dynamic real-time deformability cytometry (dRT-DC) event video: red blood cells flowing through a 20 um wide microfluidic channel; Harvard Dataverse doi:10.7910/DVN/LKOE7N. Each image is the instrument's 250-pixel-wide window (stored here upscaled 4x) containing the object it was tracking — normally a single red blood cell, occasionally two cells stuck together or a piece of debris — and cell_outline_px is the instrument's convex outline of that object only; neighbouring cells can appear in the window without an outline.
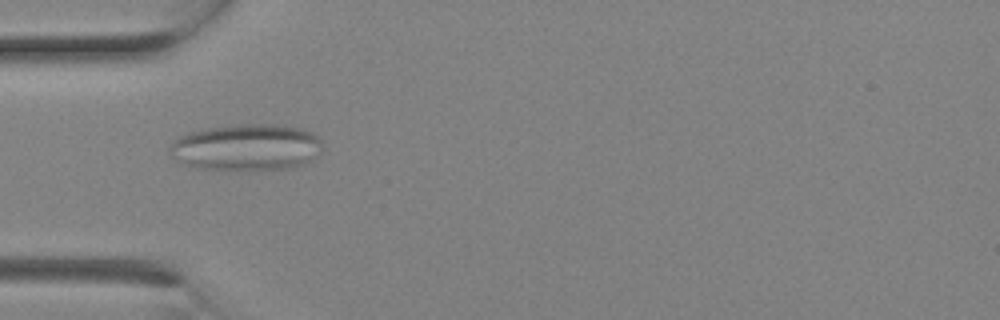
{"species": "Egyptian fruit bat (a non-hibernating species)", "species_latin": "Rousettus aegyptiacus", "temperature_condition": "room temperature", "stored_images_in_passage": 2, "camera_frame_rate_fps": 3000, "um_per_image_px": 0.085, "animal": {"sex": "female"}, "frame": {"image": 1, "passage_image": 2, "time_ms": 0.333, "image_size_px": [1000, 320], "cell_outline_px": [[324, 148], [312, 160], [304, 164], [288, 168], [196, 168], [184, 164], [176, 160], [168, 152], [168, 148], [180, 136], [188, 132], [204, 128], [240, 124], [272, 124], [300, 128], [312, 132], [320, 140]], "centroid_in_image_um": [20.95, 12.49], "position_along_channel_um": 64.0, "area_um2": 41.04}}